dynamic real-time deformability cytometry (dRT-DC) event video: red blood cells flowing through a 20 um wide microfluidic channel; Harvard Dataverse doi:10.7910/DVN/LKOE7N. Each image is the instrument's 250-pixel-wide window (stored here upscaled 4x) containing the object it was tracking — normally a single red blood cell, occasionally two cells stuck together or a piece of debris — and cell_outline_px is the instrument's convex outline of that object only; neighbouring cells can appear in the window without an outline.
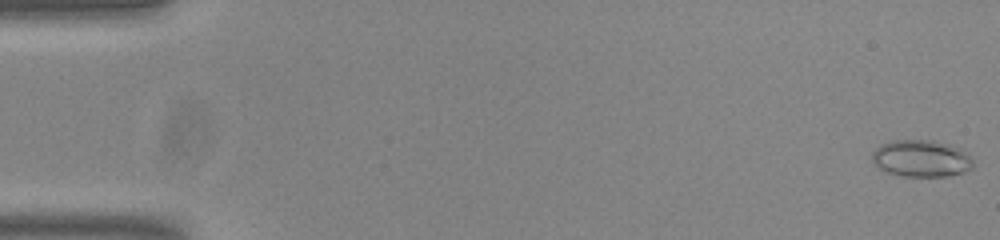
{"species": "common noctule bat (a hibernating species)", "species_latin": "Nyctalus noctula", "temperature_condition": "room temperature", "stored_images_in_passage": 54, "camera_frame_rate_fps": 3000, "um_per_image_px": 0.085, "animal": {"sex": "male", "body_mass_g": 20.0, "forearm_length_mm": 53.3}, "frame": {"image": 1, "passage_image": 1, "time_ms": 0.0, "image_size_px": [1000, 240], "cell_outline_px": [[972, 168], [964, 172], [948, 176], [900, 176], [888, 172], [880, 168], [872, 160], [872, 152], [880, 144], [892, 140], [932, 140], [948, 144], [960, 148], [968, 152], [972, 160]], "centroid_in_image_um": [78.31, 13.46], "position_along_channel_um": 6.7, "area_um2": 21.79}}
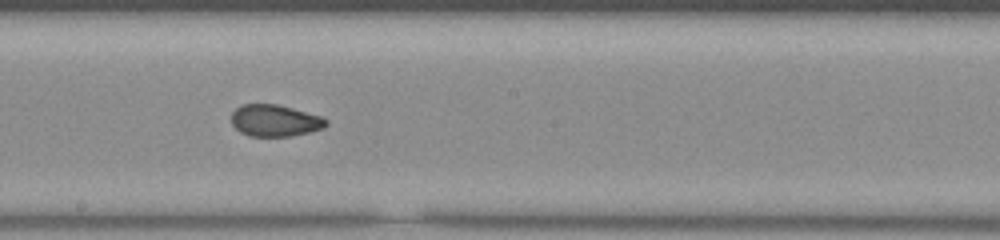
{"frame": {"image": 2, "passage_image": 30, "time_ms": 9.667, "image_size_px": [1000, 240], "cell_outline_px": [[328, 124], [324, 128], [308, 132], [288, 136], [248, 136], [240, 132], [232, 124], [232, 112], [240, 104], [276, 104], [292, 108], [320, 116], [328, 120]], "centroid_in_image_um": [23.35, 10.24], "position_along_channel_um": 224.9, "area_um2": 17.46}}
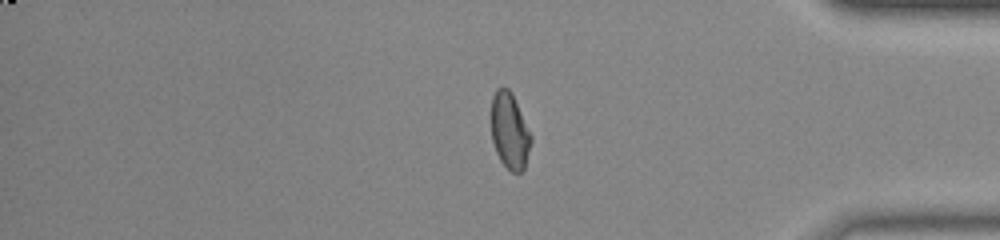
{"frame": {"image": 3, "passage_image": 45, "time_ms": 14.667, "image_size_px": [1000, 240], "cell_outline_px": [[532, 140], [524, 168], [520, 172], [512, 172], [500, 160], [496, 152], [492, 140], [492, 96], [496, 88], [508, 88], [512, 92], [532, 136]], "centroid_in_image_um": [43.33, 11.11], "position_along_channel_um": 391.9, "area_um2": 17.51}, "authors_computed_cell_mechanics": {"area_um2": 18.2359, "velocity_mm_per_s": 3.8355, "shape_relaxation_time_tau1_ms": null, "shape_relaxation_time_tau2_ms": 1.0943, "deformation_change_tau1": null, "deformation_change_tau2": 0.0536}}